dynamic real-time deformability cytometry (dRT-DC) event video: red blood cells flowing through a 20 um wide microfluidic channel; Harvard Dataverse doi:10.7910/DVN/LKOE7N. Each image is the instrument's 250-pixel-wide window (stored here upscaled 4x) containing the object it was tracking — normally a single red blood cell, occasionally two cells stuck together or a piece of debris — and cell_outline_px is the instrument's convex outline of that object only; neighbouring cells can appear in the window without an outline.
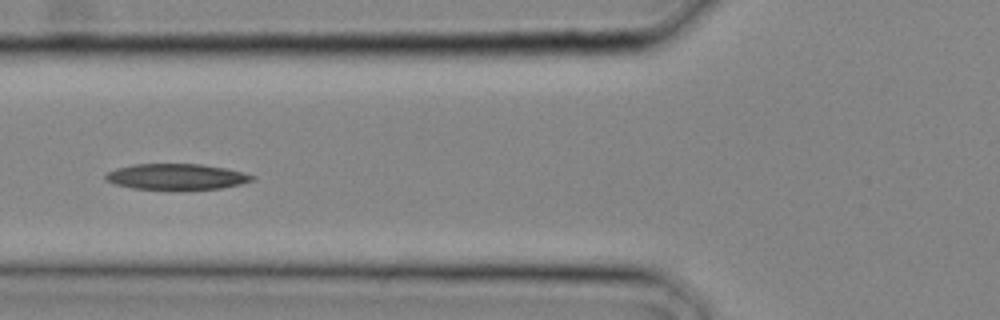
{"species": "common noctule bat (a hibernating species)", "species_latin": "Nyctalus noctula", "temperature_condition": "cold", "stored_images_in_passage": 10, "camera_frame_rate_fps": 3000, "um_per_image_px": 0.085, "animal": {"sex": "male", "body_mass_g": 20.4}, "frame": {"image": 1, "passage_image": 7, "time_ms": 2.0, "image_size_px": [1000, 320], "cell_outline_px": [[256, 176], [252, 180], [240, 184], [220, 188], [132, 188], [116, 184], [104, 180], [104, 176], [108, 172], [116, 168], [132, 164], [200, 164], [224, 168], [244, 172]], "centroid_in_image_um": [14.97, 14.99], "position_along_channel_um": 110.8, "area_um2": 21.56}}